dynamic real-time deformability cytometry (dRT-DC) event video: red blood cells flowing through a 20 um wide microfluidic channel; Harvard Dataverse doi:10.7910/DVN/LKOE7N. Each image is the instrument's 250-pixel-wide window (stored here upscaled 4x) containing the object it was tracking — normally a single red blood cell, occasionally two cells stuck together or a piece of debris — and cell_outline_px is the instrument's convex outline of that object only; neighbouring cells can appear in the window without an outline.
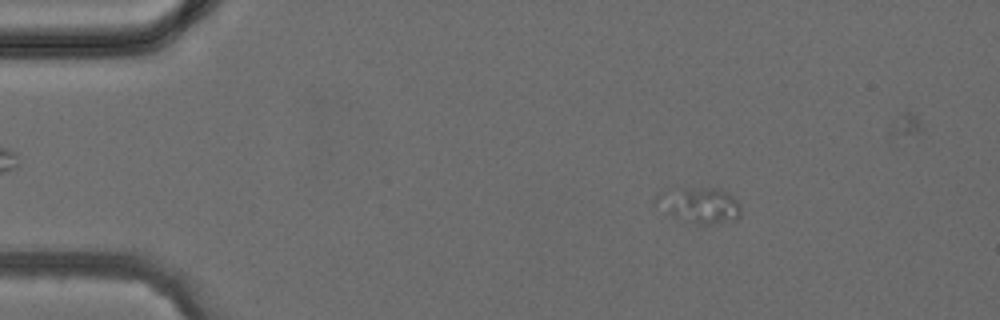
{"species": "common noctule bat (a hibernating species)", "species_latin": "Nyctalus noctula", "temperature_condition": "cold", "stored_images_in_passage": 14, "camera_frame_rate_fps": 3000, "um_per_image_px": 0.085, "animal": {"sex": "female", "body_mass_g": 24.6, "forearm_length_mm": 56.2}, "frame": {"image": 1, "passage_image": 7, "time_ms": 2.0, "image_size_px": [1000, 320], "cell_outline_px": [[740, 216], [736, 220], [712, 224], [696, 224], [668, 212], [652, 204], [652, 200], [656, 196], [664, 192], [688, 188], [720, 188], [732, 196], [740, 204]], "centroid_in_image_um": [59.48, 17.43], "position_along_channel_um": 25.5, "area_um2": 17.28}}